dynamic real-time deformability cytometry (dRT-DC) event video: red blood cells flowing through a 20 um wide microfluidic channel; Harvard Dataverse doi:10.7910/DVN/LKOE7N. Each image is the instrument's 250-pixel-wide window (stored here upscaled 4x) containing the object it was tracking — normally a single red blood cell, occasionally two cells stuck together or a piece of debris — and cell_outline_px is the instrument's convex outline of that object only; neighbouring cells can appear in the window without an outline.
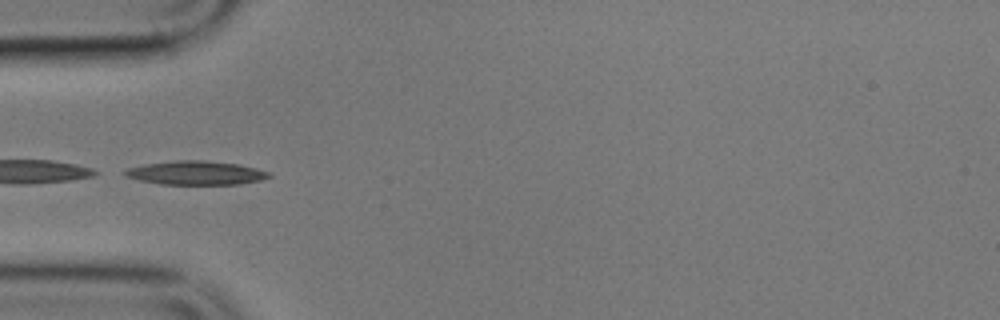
{"species": "common noctule bat (a hibernating species)", "species_latin": "Nyctalus noctula", "temperature_condition": "cold", "stored_images_in_passage": 5, "camera_frame_rate_fps": 3000, "um_per_image_px": 0.085, "animal": {"sex": "male", "body_mass_g": 17.9}, "frame": {"image": 1, "passage_image": 1, "time_ms": 0.0, "image_size_px": [1000, 320], "cell_outline_px": [[272, 176], [260, 180], [236, 184], [160, 184], [140, 180], [128, 176], [120, 172], [128, 168], [148, 164], [176, 160], [200, 160], [240, 164], [256, 168], [268, 172]], "centroid_in_image_um": [16.66, 14.69], "position_along_channel_um": 68.3, "area_um2": 19.71}}
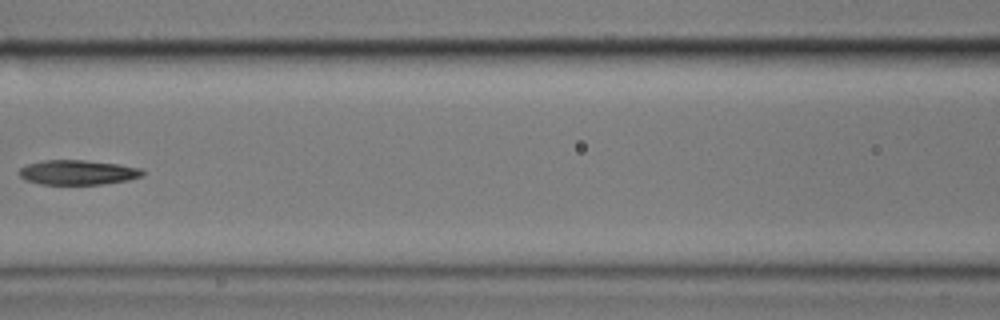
{"frame": {"image": 2, "passage_image": 3, "time_ms": 2.667, "image_size_px": [1000, 320], "cell_outline_px": [[144, 176], [128, 180], [104, 184], [40, 184], [24, 180], [20, 176], [20, 168], [28, 164], [40, 160], [84, 160], [120, 164], [144, 168]], "centroid_in_image_um": [6.65, 14.65], "position_along_channel_um": 159.9, "area_um2": 17.98}}